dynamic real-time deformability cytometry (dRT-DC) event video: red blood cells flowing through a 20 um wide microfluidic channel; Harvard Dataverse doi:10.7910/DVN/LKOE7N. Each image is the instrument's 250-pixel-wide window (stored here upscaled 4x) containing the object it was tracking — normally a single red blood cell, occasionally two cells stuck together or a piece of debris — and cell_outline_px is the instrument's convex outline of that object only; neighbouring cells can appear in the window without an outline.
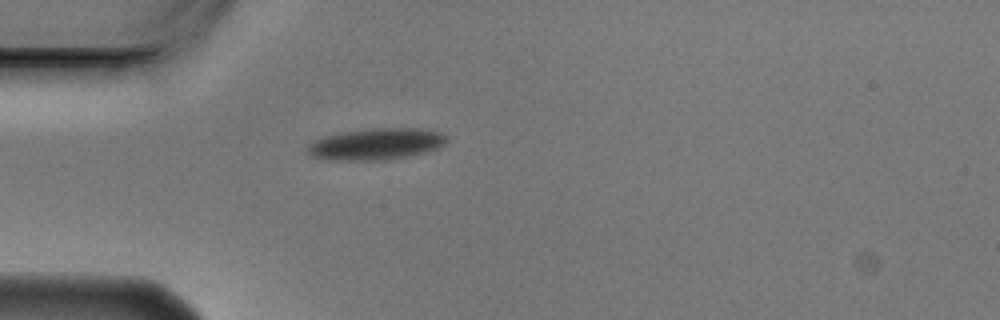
{"species": "Egyptian fruit bat (a non-hibernating species)", "species_latin": "Rousettus aegyptiacus", "temperature_condition": "cold", "stored_images_in_passage": 1, "camera_frame_rate_fps": 3000, "um_per_image_px": 0.085, "animal": {"sex": "male"}, "frame": {"image": 1, "passage_image": 1, "time_ms": 0.0, "image_size_px": [1000, 320], "cell_outline_px": [[448, 140], [444, 144], [436, 148], [424, 152], [404, 156], [380, 160], [332, 160], [312, 156], [304, 148], [312, 140], [324, 136], [340, 132], [372, 128], [416, 128], [440, 132], [448, 136]], "centroid_in_image_um": [31.91, 12.23], "position_along_channel_um": 53.1, "area_um2": 25.49}}